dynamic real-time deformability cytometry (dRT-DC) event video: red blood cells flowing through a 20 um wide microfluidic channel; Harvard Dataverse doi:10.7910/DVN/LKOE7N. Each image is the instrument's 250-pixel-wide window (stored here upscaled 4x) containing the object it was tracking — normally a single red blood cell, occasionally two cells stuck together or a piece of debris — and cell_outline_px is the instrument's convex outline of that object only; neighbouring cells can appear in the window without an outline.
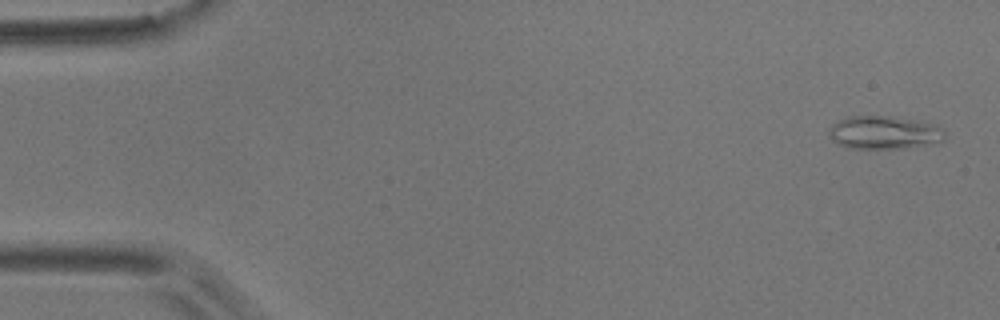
{"species": "common noctule bat (a hibernating species)", "species_latin": "Nyctalus noctula", "temperature_condition": "room temperature", "stored_images_in_passage": 5, "camera_frame_rate_fps": 3000, "um_per_image_px": 0.085, "animal": {"sex": "male", "body_mass_g": 17.9}, "frame": {"image": 1, "passage_image": 1, "time_ms": 0.0, "image_size_px": [1000, 320], "cell_outline_px": [[948, 136], [944, 140], [904, 148], [848, 148], [832, 140], [828, 136], [828, 132], [832, 124], [836, 120], [848, 116], [892, 116], [916, 120], [936, 124]], "centroid_in_image_um": [75.12, 11.25], "position_along_channel_um": 9.9, "area_um2": 22.43}}